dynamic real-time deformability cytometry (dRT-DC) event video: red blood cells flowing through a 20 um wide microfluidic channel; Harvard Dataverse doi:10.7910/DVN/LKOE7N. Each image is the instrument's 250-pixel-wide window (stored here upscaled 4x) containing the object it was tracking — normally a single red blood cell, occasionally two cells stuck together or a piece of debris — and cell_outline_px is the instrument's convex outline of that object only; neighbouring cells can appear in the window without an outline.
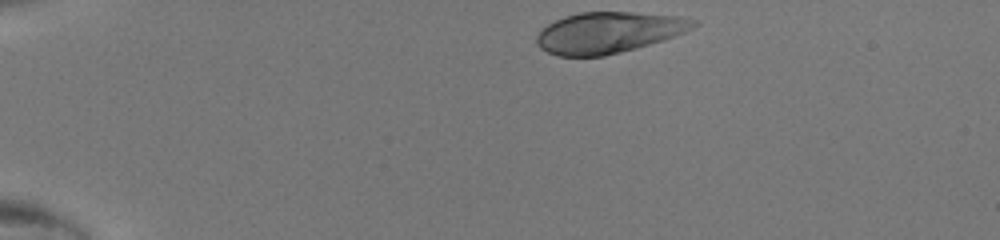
{"species": "human", "species_latin": "Homo sapiens", "temperature_condition": "room temperature", "stored_images_in_passage": 38, "camera_frame_rate_fps": 3000, "um_per_image_px": 0.085, "donor": {"sex": "male"}, "frame": {"image": 1, "passage_image": 1, "time_ms": 0.0, "image_size_px": [1000, 240], "cell_outline_px": [[700, 24], [684, 32], [664, 40], [636, 48], [604, 56], [556, 56], [540, 48], [536, 44], [536, 36], [548, 24], [564, 16], [580, 12], [632, 12], [680, 16], [700, 20]], "centroid_in_image_um": [51.76, 2.76], "position_along_channel_um": 33.2, "area_um2": 37.63}}
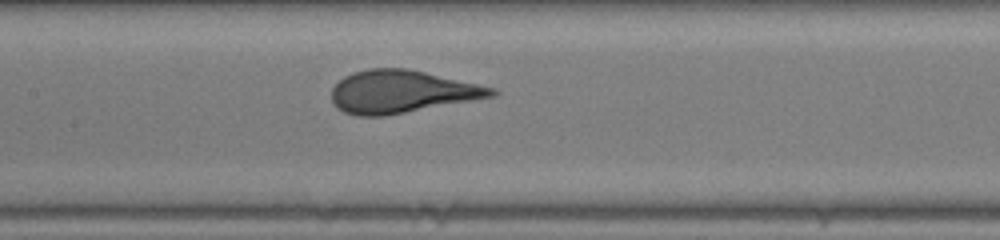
{"frame": {"image": 2, "passage_image": 16, "time_ms": 5.0, "image_size_px": [1000, 240], "cell_outline_px": [[500, 92], [496, 96], [384, 116], [356, 116], [344, 112], [336, 108], [332, 104], [332, 88], [344, 76], [352, 72], [368, 68], [408, 68], [496, 88]], "centroid_in_image_um": [34.13, 7.79], "position_along_channel_um": 173.3, "area_um2": 39.94}}
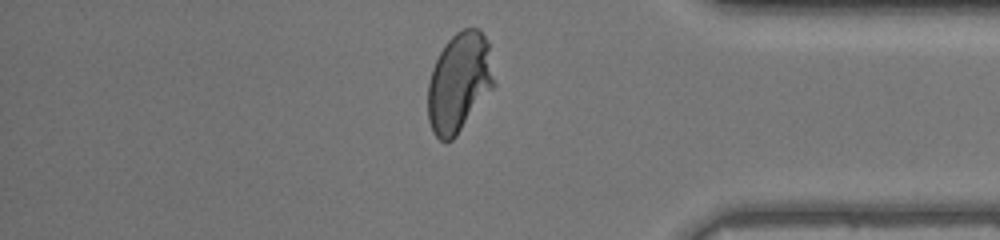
{"frame": {"image": 3, "passage_image": 32, "time_ms": 10.333, "image_size_px": [1000, 240], "cell_outline_px": [[496, 84], [456, 136], [452, 140], [444, 144], [432, 132], [428, 120], [428, 80], [432, 68], [444, 44], [456, 32], [464, 28], [480, 28], [488, 44]], "centroid_in_image_um": [39.02, 7.02], "position_along_channel_um": 396.2, "area_um2": 38.55}}